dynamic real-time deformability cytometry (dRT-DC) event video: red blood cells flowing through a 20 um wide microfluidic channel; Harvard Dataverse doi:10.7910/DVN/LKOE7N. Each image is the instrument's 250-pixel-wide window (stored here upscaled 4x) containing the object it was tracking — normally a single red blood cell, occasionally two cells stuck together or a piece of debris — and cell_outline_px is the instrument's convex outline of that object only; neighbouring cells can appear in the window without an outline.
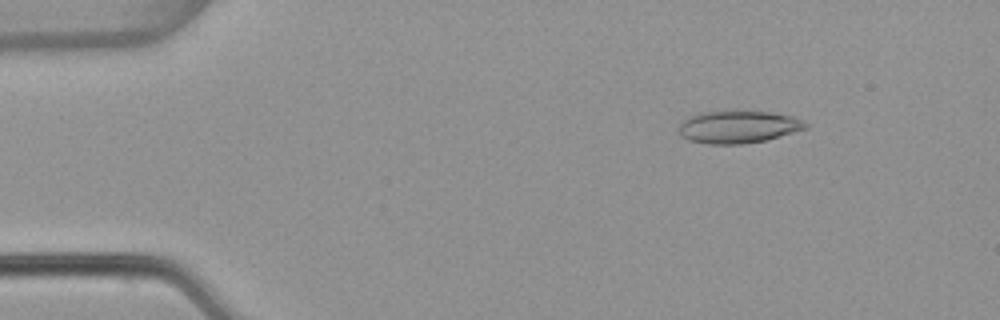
{"species": "common noctule bat (a hibernating species)", "species_latin": "Nyctalus noctula", "temperature_condition": "warm", "stored_images_in_passage": 53, "camera_frame_rate_fps": 3000, "um_per_image_px": 0.085, "animal": {"sex": "female", "body_mass_g": 22.7, "forearm_length_mm": 54.2}, "frame": {"image": 1, "passage_image": 7, "time_ms": 2.0, "image_size_px": [1000, 320], "cell_outline_px": [[808, 128], [764, 140], [740, 144], [708, 144], [688, 140], [680, 136], [676, 128], [680, 120], [700, 112], [768, 112], [792, 116], [804, 120], [808, 124]], "centroid_in_image_um": [62.68, 10.79], "position_along_channel_um": 22.3, "area_um2": 23.93}}
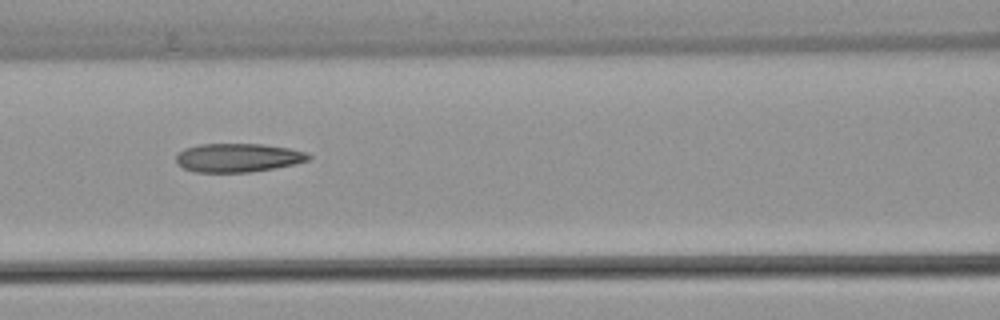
{"frame": {"image": 2, "passage_image": 23, "time_ms": 7.333, "image_size_px": [1000, 320], "cell_outline_px": [[312, 156], [308, 160], [296, 164], [276, 168], [248, 172], [196, 172], [184, 168], [176, 164], [176, 152], [184, 148], [200, 144], [264, 144], [288, 148], [308, 152]], "centroid_in_image_um": [20.22, 13.4], "position_along_channel_um": 146.4, "area_um2": 22.37}}
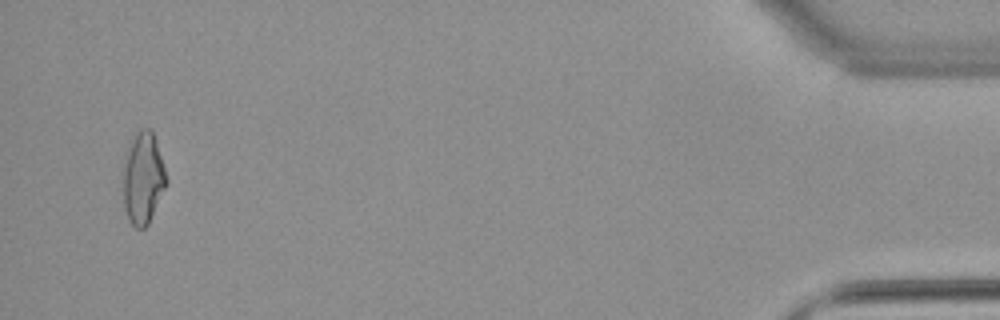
{"frame": {"image": 3, "passage_image": 51, "time_ms": 16.667, "image_size_px": [1000, 320], "cell_outline_px": [[168, 184], [148, 224], [144, 228], [136, 228], [128, 220], [124, 204], [124, 168], [128, 148], [136, 132], [140, 128], [152, 128], [168, 180]], "centroid_in_image_um": [12.19, 15.15], "position_along_channel_um": 423.0, "area_um2": 22.95}, "authors_computed_cell_mechanics": {"area_um2": 22.542, "velocity_mm_per_s": 3.863, "shape_relaxation_time_tau1_ms": null, "shape_relaxation_time_tau2_ms": 2.3507, "deformation_change_tau1": null, "deformation_change_tau2": 0.1212}}